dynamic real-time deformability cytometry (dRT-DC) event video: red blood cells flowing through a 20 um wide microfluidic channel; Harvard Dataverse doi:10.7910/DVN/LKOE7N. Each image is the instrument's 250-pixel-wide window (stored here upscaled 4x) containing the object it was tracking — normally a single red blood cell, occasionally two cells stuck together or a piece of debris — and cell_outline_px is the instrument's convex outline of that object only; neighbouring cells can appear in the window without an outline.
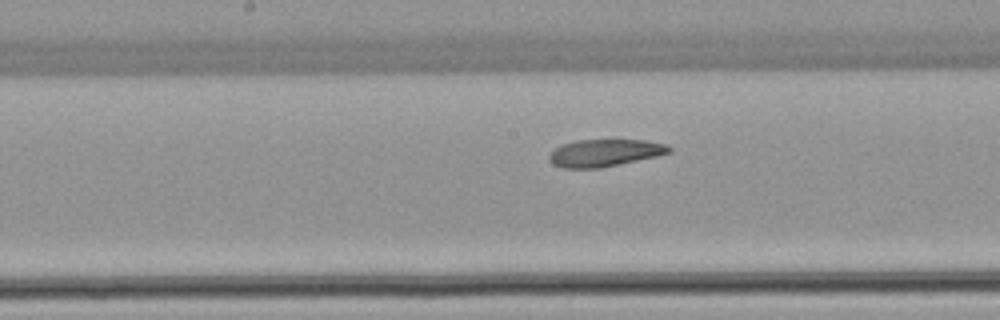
{"species": "common noctule bat (a hibernating species)", "species_latin": "Nyctalus noctula", "temperature_condition": "warm", "stored_images_in_passage": 24, "camera_frame_rate_fps": 3000, "um_per_image_px": 0.085, "animal": {"sex": "female", "body_mass_g": 22.7, "forearm_length_mm": 54.2}, "frame": {"image": 1, "passage_image": 11, "time_ms": 3.333, "image_size_px": [1000, 320], "cell_outline_px": [[672, 152], [656, 156], [600, 168], [560, 168], [552, 164], [548, 160], [548, 156], [560, 144], [576, 140], [644, 140], [668, 144], [672, 148]], "centroid_in_image_um": [51.38, 12.99], "position_along_channel_um": 196.8, "area_um2": 19.13}}